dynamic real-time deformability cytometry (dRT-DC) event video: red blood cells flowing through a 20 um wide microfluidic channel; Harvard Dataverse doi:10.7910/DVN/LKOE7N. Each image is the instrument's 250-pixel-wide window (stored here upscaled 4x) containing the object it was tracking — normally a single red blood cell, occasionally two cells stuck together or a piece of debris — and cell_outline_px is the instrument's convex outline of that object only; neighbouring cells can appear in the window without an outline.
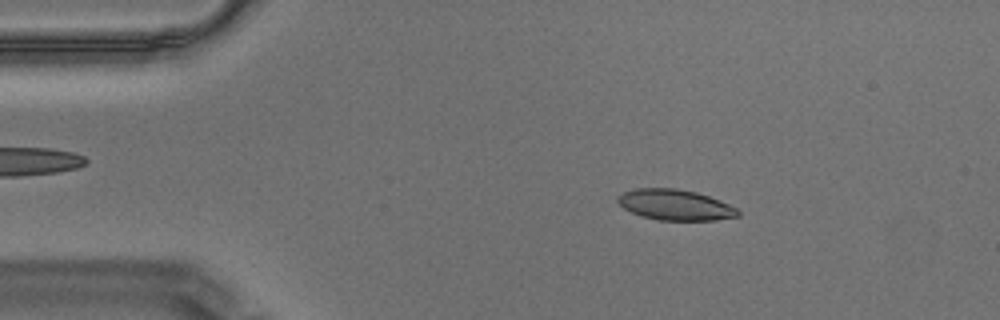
{"species": "Egyptian fruit bat (a non-hibernating species)", "species_latin": "Rousettus aegyptiacus", "temperature_condition": "warm", "stored_images_in_passage": 41, "camera_frame_rate_fps": 3000, "um_per_image_px": 0.085, "animal": {"sex": "male"}, "frame": {"image": 1, "passage_image": 9, "time_ms": 2.667, "image_size_px": [1000, 320], "cell_outline_px": [[740, 216], [716, 220], [656, 220], [632, 212], [624, 208], [616, 200], [616, 196], [624, 192], [636, 188], [676, 188], [696, 192], [720, 200], [736, 208], [740, 212]], "centroid_in_image_um": [57.39, 17.41], "position_along_channel_um": 27.6, "area_um2": 21.44}}
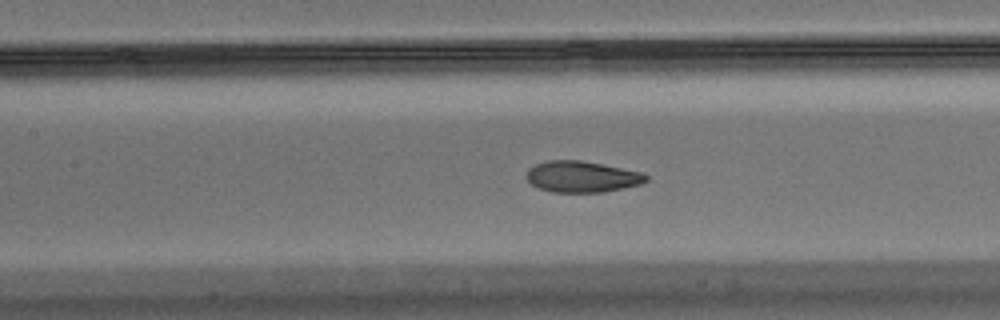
{"frame": {"image": 2, "passage_image": 25, "time_ms": 8.0, "image_size_px": [1000, 320], "cell_outline_px": [[648, 180], [640, 184], [624, 188], [604, 192], [552, 192], [540, 188], [532, 184], [524, 176], [528, 168], [536, 164], [548, 160], [580, 160], [640, 172], [648, 176]], "centroid_in_image_um": [49.43, 15.02], "position_along_channel_um": 158.0, "area_um2": 21.62}}
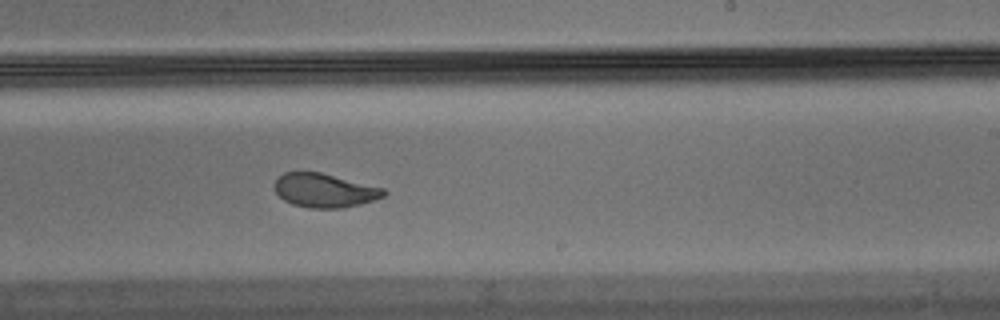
{"frame": {"image": 3, "passage_image": 34, "time_ms": 11.0, "image_size_px": [1000, 320], "cell_outline_px": [[388, 192], [384, 196], [360, 204], [344, 208], [312, 208], [292, 204], [284, 200], [276, 192], [272, 184], [284, 172], [320, 172], [384, 188]], "centroid_in_image_um": [27.58, 16.19], "position_along_channel_um": 261.4, "area_um2": 21.5}}